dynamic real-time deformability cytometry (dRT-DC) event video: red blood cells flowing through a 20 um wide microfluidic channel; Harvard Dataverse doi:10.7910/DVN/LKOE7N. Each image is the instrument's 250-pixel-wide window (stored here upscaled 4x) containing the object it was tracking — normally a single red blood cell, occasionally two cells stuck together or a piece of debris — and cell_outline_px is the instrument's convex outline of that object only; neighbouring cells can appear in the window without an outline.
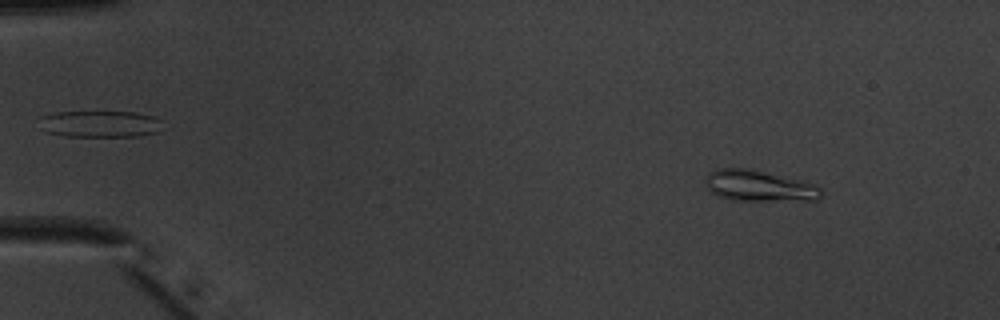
{"species": "common noctule bat (a hibernating species)", "species_latin": "Nyctalus noctula", "temperature_condition": "warm", "stored_images_in_passage": 51, "camera_frame_rate_fps": 3000, "um_per_image_px": 0.085, "animal": {"sex": "male", "body_mass_g": 20.1, "forearm_length_mm": 53.5}, "frame": {"image": 1, "passage_image": 6, "time_ms": 1.667, "image_size_px": [1000, 320], "cell_outline_px": [[824, 192], [816, 200], [732, 200], [716, 196], [704, 184], [704, 180], [708, 172], [716, 168], [748, 168], [804, 180], [816, 184]], "centroid_in_image_um": [64.5, 15.78], "position_along_channel_um": 20.5, "area_um2": 21.27}}
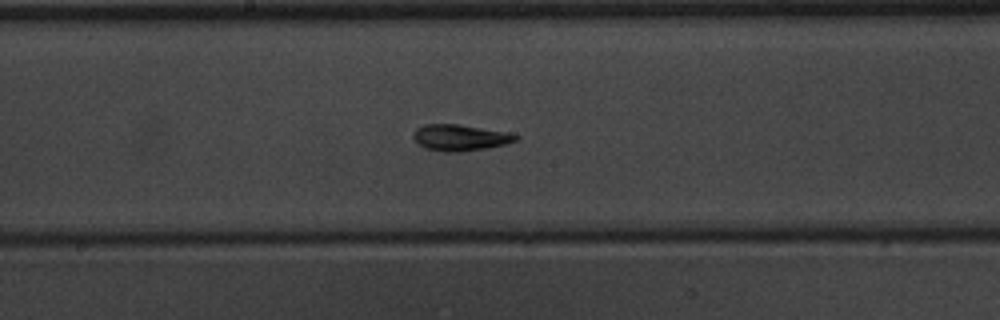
{"frame": {"image": 2, "passage_image": 28, "time_ms": 9.0, "image_size_px": [1000, 320], "cell_outline_px": [[520, 140], [504, 144], [484, 148], [460, 152], [444, 152], [424, 148], [416, 144], [412, 140], [412, 132], [416, 128], [424, 124], [460, 124], [512, 132], [520, 136]], "centroid_in_image_um": [39.09, 11.68], "position_along_channel_um": 209.1, "area_um2": 16.18}}
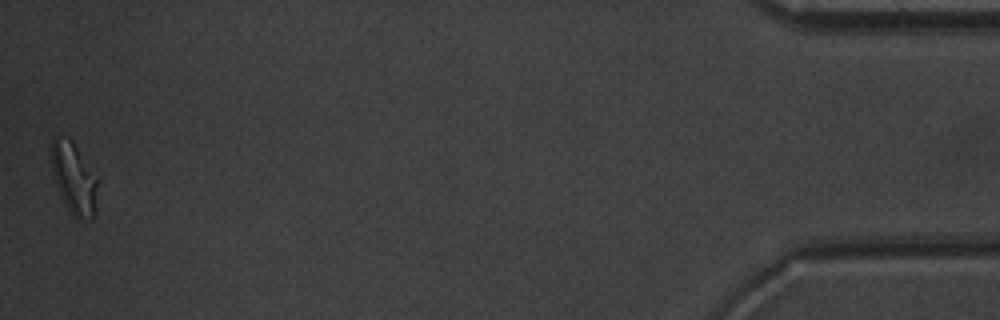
{"frame": {"image": 3, "passage_image": 51, "time_ms": 16.667, "image_size_px": [1000, 320], "cell_outline_px": [[96, 184], [92, 220], [76, 220], [72, 216], [64, 204], [60, 196], [52, 172], [48, 148], [48, 144], [52, 136], [56, 136], [72, 140], [96, 180]], "centroid_in_image_um": [6.16, 15.14], "position_along_channel_um": 429.0, "area_um2": 19.07}, "authors_computed_cell_mechanics": {"area_um2": 15.6638, "velocity_mm_per_s": 3.9638, "shape_relaxation_time_tau1_ms": 6.5551, "shape_relaxation_time_tau2_ms": 2.3976, "deformation_change_tau1": 0.1918, "deformation_change_tau2": 0.0968}}